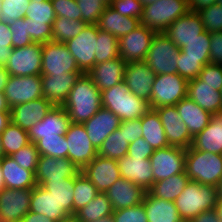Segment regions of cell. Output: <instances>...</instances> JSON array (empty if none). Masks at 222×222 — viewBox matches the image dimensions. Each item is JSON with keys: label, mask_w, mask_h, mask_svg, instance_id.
<instances>
[{"label": "cell", "mask_w": 222, "mask_h": 222, "mask_svg": "<svg viewBox=\"0 0 222 222\" xmlns=\"http://www.w3.org/2000/svg\"><path fill=\"white\" fill-rule=\"evenodd\" d=\"M73 192V216L99 193L95 185L81 171L74 177Z\"/></svg>", "instance_id": "ab89813d"}, {"label": "cell", "mask_w": 222, "mask_h": 222, "mask_svg": "<svg viewBox=\"0 0 222 222\" xmlns=\"http://www.w3.org/2000/svg\"><path fill=\"white\" fill-rule=\"evenodd\" d=\"M81 172L99 192H106L120 177L117 160L97 155Z\"/></svg>", "instance_id": "e0dca14e"}, {"label": "cell", "mask_w": 222, "mask_h": 222, "mask_svg": "<svg viewBox=\"0 0 222 222\" xmlns=\"http://www.w3.org/2000/svg\"><path fill=\"white\" fill-rule=\"evenodd\" d=\"M118 130L124 131L126 142L131 144L139 137H142L143 129L141 126V118L121 121Z\"/></svg>", "instance_id": "91938a15"}, {"label": "cell", "mask_w": 222, "mask_h": 222, "mask_svg": "<svg viewBox=\"0 0 222 222\" xmlns=\"http://www.w3.org/2000/svg\"><path fill=\"white\" fill-rule=\"evenodd\" d=\"M188 11V0H157L143 7L140 24L156 33H162Z\"/></svg>", "instance_id": "5b68a950"}, {"label": "cell", "mask_w": 222, "mask_h": 222, "mask_svg": "<svg viewBox=\"0 0 222 222\" xmlns=\"http://www.w3.org/2000/svg\"><path fill=\"white\" fill-rule=\"evenodd\" d=\"M146 191L134 182L119 178L105 192L113 210L129 208L143 202Z\"/></svg>", "instance_id": "cb8c5ba5"}, {"label": "cell", "mask_w": 222, "mask_h": 222, "mask_svg": "<svg viewBox=\"0 0 222 222\" xmlns=\"http://www.w3.org/2000/svg\"><path fill=\"white\" fill-rule=\"evenodd\" d=\"M112 1L113 0H102V2H104L107 6H109Z\"/></svg>", "instance_id": "deb4b68c"}, {"label": "cell", "mask_w": 222, "mask_h": 222, "mask_svg": "<svg viewBox=\"0 0 222 222\" xmlns=\"http://www.w3.org/2000/svg\"><path fill=\"white\" fill-rule=\"evenodd\" d=\"M101 103L121 121L142 118L150 109L149 102L133 94L124 81L102 90Z\"/></svg>", "instance_id": "7a4b0ae2"}, {"label": "cell", "mask_w": 222, "mask_h": 222, "mask_svg": "<svg viewBox=\"0 0 222 222\" xmlns=\"http://www.w3.org/2000/svg\"><path fill=\"white\" fill-rule=\"evenodd\" d=\"M185 159L186 149L182 147L168 146L154 150L150 156L153 183L185 172Z\"/></svg>", "instance_id": "30bf717a"}, {"label": "cell", "mask_w": 222, "mask_h": 222, "mask_svg": "<svg viewBox=\"0 0 222 222\" xmlns=\"http://www.w3.org/2000/svg\"><path fill=\"white\" fill-rule=\"evenodd\" d=\"M185 173L190 180L217 187L222 180V154L186 149Z\"/></svg>", "instance_id": "277c9868"}, {"label": "cell", "mask_w": 222, "mask_h": 222, "mask_svg": "<svg viewBox=\"0 0 222 222\" xmlns=\"http://www.w3.org/2000/svg\"><path fill=\"white\" fill-rule=\"evenodd\" d=\"M217 193H218V198L222 199V180L217 186Z\"/></svg>", "instance_id": "2a66077c"}, {"label": "cell", "mask_w": 222, "mask_h": 222, "mask_svg": "<svg viewBox=\"0 0 222 222\" xmlns=\"http://www.w3.org/2000/svg\"><path fill=\"white\" fill-rule=\"evenodd\" d=\"M218 0H188L189 11L198 12L208 6L217 4Z\"/></svg>", "instance_id": "e7e4bbea"}, {"label": "cell", "mask_w": 222, "mask_h": 222, "mask_svg": "<svg viewBox=\"0 0 222 222\" xmlns=\"http://www.w3.org/2000/svg\"><path fill=\"white\" fill-rule=\"evenodd\" d=\"M9 77L10 74L6 71L5 67H0V91L3 92Z\"/></svg>", "instance_id": "2644e50d"}, {"label": "cell", "mask_w": 222, "mask_h": 222, "mask_svg": "<svg viewBox=\"0 0 222 222\" xmlns=\"http://www.w3.org/2000/svg\"><path fill=\"white\" fill-rule=\"evenodd\" d=\"M156 32L140 24L118 39L119 56L126 63L145 61L151 41Z\"/></svg>", "instance_id": "5bb4252c"}, {"label": "cell", "mask_w": 222, "mask_h": 222, "mask_svg": "<svg viewBox=\"0 0 222 222\" xmlns=\"http://www.w3.org/2000/svg\"><path fill=\"white\" fill-rule=\"evenodd\" d=\"M143 205L148 222H183L173 201L154 197L146 191Z\"/></svg>", "instance_id": "836d02e7"}, {"label": "cell", "mask_w": 222, "mask_h": 222, "mask_svg": "<svg viewBox=\"0 0 222 222\" xmlns=\"http://www.w3.org/2000/svg\"><path fill=\"white\" fill-rule=\"evenodd\" d=\"M39 156L36 144L30 142L10 157L15 160L19 166L26 170H31L35 174Z\"/></svg>", "instance_id": "681fc988"}, {"label": "cell", "mask_w": 222, "mask_h": 222, "mask_svg": "<svg viewBox=\"0 0 222 222\" xmlns=\"http://www.w3.org/2000/svg\"><path fill=\"white\" fill-rule=\"evenodd\" d=\"M115 222H148L143 202L135 206L114 210Z\"/></svg>", "instance_id": "db71d44e"}, {"label": "cell", "mask_w": 222, "mask_h": 222, "mask_svg": "<svg viewBox=\"0 0 222 222\" xmlns=\"http://www.w3.org/2000/svg\"><path fill=\"white\" fill-rule=\"evenodd\" d=\"M128 148L129 144L126 142L124 131L117 129L105 139L98 150V155L104 158L119 160L127 155Z\"/></svg>", "instance_id": "b9f144b4"}, {"label": "cell", "mask_w": 222, "mask_h": 222, "mask_svg": "<svg viewBox=\"0 0 222 222\" xmlns=\"http://www.w3.org/2000/svg\"><path fill=\"white\" fill-rule=\"evenodd\" d=\"M56 17H65L82 21L81 10L76 0H51Z\"/></svg>", "instance_id": "11a10c76"}, {"label": "cell", "mask_w": 222, "mask_h": 222, "mask_svg": "<svg viewBox=\"0 0 222 222\" xmlns=\"http://www.w3.org/2000/svg\"><path fill=\"white\" fill-rule=\"evenodd\" d=\"M93 222H115V220H114L113 215L111 214V215L104 216V217H102L98 220H95Z\"/></svg>", "instance_id": "34e18365"}, {"label": "cell", "mask_w": 222, "mask_h": 222, "mask_svg": "<svg viewBox=\"0 0 222 222\" xmlns=\"http://www.w3.org/2000/svg\"><path fill=\"white\" fill-rule=\"evenodd\" d=\"M198 78L212 86L213 89L221 91L222 89V65L205 64L198 75Z\"/></svg>", "instance_id": "9f6ffc18"}, {"label": "cell", "mask_w": 222, "mask_h": 222, "mask_svg": "<svg viewBox=\"0 0 222 222\" xmlns=\"http://www.w3.org/2000/svg\"><path fill=\"white\" fill-rule=\"evenodd\" d=\"M0 112H10V107L2 91H0Z\"/></svg>", "instance_id": "8c879c8a"}, {"label": "cell", "mask_w": 222, "mask_h": 222, "mask_svg": "<svg viewBox=\"0 0 222 222\" xmlns=\"http://www.w3.org/2000/svg\"><path fill=\"white\" fill-rule=\"evenodd\" d=\"M139 1L145 6V5L156 2L157 0H139Z\"/></svg>", "instance_id": "b9fcfbb0"}, {"label": "cell", "mask_w": 222, "mask_h": 222, "mask_svg": "<svg viewBox=\"0 0 222 222\" xmlns=\"http://www.w3.org/2000/svg\"><path fill=\"white\" fill-rule=\"evenodd\" d=\"M120 177L148 191L153 184V171L150 159H141L125 155L117 160Z\"/></svg>", "instance_id": "603a6c76"}, {"label": "cell", "mask_w": 222, "mask_h": 222, "mask_svg": "<svg viewBox=\"0 0 222 222\" xmlns=\"http://www.w3.org/2000/svg\"><path fill=\"white\" fill-rule=\"evenodd\" d=\"M81 72L65 43L49 41L42 45L41 76Z\"/></svg>", "instance_id": "ba28073f"}, {"label": "cell", "mask_w": 222, "mask_h": 222, "mask_svg": "<svg viewBox=\"0 0 222 222\" xmlns=\"http://www.w3.org/2000/svg\"><path fill=\"white\" fill-rule=\"evenodd\" d=\"M10 109L43 97L41 75L11 76L3 90Z\"/></svg>", "instance_id": "8fae6325"}, {"label": "cell", "mask_w": 222, "mask_h": 222, "mask_svg": "<svg viewBox=\"0 0 222 222\" xmlns=\"http://www.w3.org/2000/svg\"><path fill=\"white\" fill-rule=\"evenodd\" d=\"M113 208L105 192H99L86 206L78 210L74 217L79 222H93L113 214Z\"/></svg>", "instance_id": "74e56055"}, {"label": "cell", "mask_w": 222, "mask_h": 222, "mask_svg": "<svg viewBox=\"0 0 222 222\" xmlns=\"http://www.w3.org/2000/svg\"><path fill=\"white\" fill-rule=\"evenodd\" d=\"M81 10L82 21L87 24H97L99 17L107 5L102 0H76Z\"/></svg>", "instance_id": "f907efd6"}, {"label": "cell", "mask_w": 222, "mask_h": 222, "mask_svg": "<svg viewBox=\"0 0 222 222\" xmlns=\"http://www.w3.org/2000/svg\"><path fill=\"white\" fill-rule=\"evenodd\" d=\"M153 151V148L144 140V138L139 137L129 144L127 155L134 158L150 159Z\"/></svg>", "instance_id": "94428289"}, {"label": "cell", "mask_w": 222, "mask_h": 222, "mask_svg": "<svg viewBox=\"0 0 222 222\" xmlns=\"http://www.w3.org/2000/svg\"><path fill=\"white\" fill-rule=\"evenodd\" d=\"M13 47L0 48V67H5L11 56Z\"/></svg>", "instance_id": "a7ac6f4b"}, {"label": "cell", "mask_w": 222, "mask_h": 222, "mask_svg": "<svg viewBox=\"0 0 222 222\" xmlns=\"http://www.w3.org/2000/svg\"><path fill=\"white\" fill-rule=\"evenodd\" d=\"M62 107L74 124H83L102 108L101 91L88 73L80 75Z\"/></svg>", "instance_id": "6da1fadb"}, {"label": "cell", "mask_w": 222, "mask_h": 222, "mask_svg": "<svg viewBox=\"0 0 222 222\" xmlns=\"http://www.w3.org/2000/svg\"><path fill=\"white\" fill-rule=\"evenodd\" d=\"M30 19L32 23L52 25L56 16L51 0L31 1L28 2L27 13L24 16Z\"/></svg>", "instance_id": "bcb514c9"}, {"label": "cell", "mask_w": 222, "mask_h": 222, "mask_svg": "<svg viewBox=\"0 0 222 222\" xmlns=\"http://www.w3.org/2000/svg\"><path fill=\"white\" fill-rule=\"evenodd\" d=\"M88 24L75 19L56 17L52 24V41L65 43L75 38Z\"/></svg>", "instance_id": "60d3db41"}, {"label": "cell", "mask_w": 222, "mask_h": 222, "mask_svg": "<svg viewBox=\"0 0 222 222\" xmlns=\"http://www.w3.org/2000/svg\"><path fill=\"white\" fill-rule=\"evenodd\" d=\"M190 222H220L219 217L214 209L201 212L195 216Z\"/></svg>", "instance_id": "03108f58"}, {"label": "cell", "mask_w": 222, "mask_h": 222, "mask_svg": "<svg viewBox=\"0 0 222 222\" xmlns=\"http://www.w3.org/2000/svg\"><path fill=\"white\" fill-rule=\"evenodd\" d=\"M13 47L12 33L9 25L4 21H0V48Z\"/></svg>", "instance_id": "be15d7a7"}, {"label": "cell", "mask_w": 222, "mask_h": 222, "mask_svg": "<svg viewBox=\"0 0 222 222\" xmlns=\"http://www.w3.org/2000/svg\"><path fill=\"white\" fill-rule=\"evenodd\" d=\"M140 25V19L122 16L110 5L105 8L99 17V30L108 32L116 38L129 34Z\"/></svg>", "instance_id": "d6a6232c"}, {"label": "cell", "mask_w": 222, "mask_h": 222, "mask_svg": "<svg viewBox=\"0 0 222 222\" xmlns=\"http://www.w3.org/2000/svg\"><path fill=\"white\" fill-rule=\"evenodd\" d=\"M80 171L68 158L40 155L35 180H66L75 177Z\"/></svg>", "instance_id": "484cf974"}, {"label": "cell", "mask_w": 222, "mask_h": 222, "mask_svg": "<svg viewBox=\"0 0 222 222\" xmlns=\"http://www.w3.org/2000/svg\"><path fill=\"white\" fill-rule=\"evenodd\" d=\"M214 210L217 213V216L219 217V221L222 222V199H217V203L215 205Z\"/></svg>", "instance_id": "753ad0ef"}, {"label": "cell", "mask_w": 222, "mask_h": 222, "mask_svg": "<svg viewBox=\"0 0 222 222\" xmlns=\"http://www.w3.org/2000/svg\"><path fill=\"white\" fill-rule=\"evenodd\" d=\"M30 212L47 216L56 222L72 217L62 206L58 204L55 198L50 193L36 185L32 188Z\"/></svg>", "instance_id": "83f0119b"}, {"label": "cell", "mask_w": 222, "mask_h": 222, "mask_svg": "<svg viewBox=\"0 0 222 222\" xmlns=\"http://www.w3.org/2000/svg\"><path fill=\"white\" fill-rule=\"evenodd\" d=\"M82 72L41 76L43 97L55 106H62Z\"/></svg>", "instance_id": "d4e9b609"}, {"label": "cell", "mask_w": 222, "mask_h": 222, "mask_svg": "<svg viewBox=\"0 0 222 222\" xmlns=\"http://www.w3.org/2000/svg\"><path fill=\"white\" fill-rule=\"evenodd\" d=\"M0 140L4 156H11L30 143L27 130L12 122L2 131Z\"/></svg>", "instance_id": "f35d334b"}, {"label": "cell", "mask_w": 222, "mask_h": 222, "mask_svg": "<svg viewBox=\"0 0 222 222\" xmlns=\"http://www.w3.org/2000/svg\"><path fill=\"white\" fill-rule=\"evenodd\" d=\"M180 48L163 32L153 37L145 63L156 75L177 73Z\"/></svg>", "instance_id": "52a82bcc"}, {"label": "cell", "mask_w": 222, "mask_h": 222, "mask_svg": "<svg viewBox=\"0 0 222 222\" xmlns=\"http://www.w3.org/2000/svg\"><path fill=\"white\" fill-rule=\"evenodd\" d=\"M217 3H218L219 5H222V0H218Z\"/></svg>", "instance_id": "b62a3aed"}, {"label": "cell", "mask_w": 222, "mask_h": 222, "mask_svg": "<svg viewBox=\"0 0 222 222\" xmlns=\"http://www.w3.org/2000/svg\"><path fill=\"white\" fill-rule=\"evenodd\" d=\"M187 96L211 114L222 112L221 92L204 84L198 77L188 81Z\"/></svg>", "instance_id": "f546056e"}, {"label": "cell", "mask_w": 222, "mask_h": 222, "mask_svg": "<svg viewBox=\"0 0 222 222\" xmlns=\"http://www.w3.org/2000/svg\"><path fill=\"white\" fill-rule=\"evenodd\" d=\"M42 45L32 43L30 45L13 48L5 69L11 76L41 75Z\"/></svg>", "instance_id": "7c38bea8"}, {"label": "cell", "mask_w": 222, "mask_h": 222, "mask_svg": "<svg viewBox=\"0 0 222 222\" xmlns=\"http://www.w3.org/2000/svg\"><path fill=\"white\" fill-rule=\"evenodd\" d=\"M118 57H120L118 38L108 32L99 30L95 49V64Z\"/></svg>", "instance_id": "7bdbcfd3"}, {"label": "cell", "mask_w": 222, "mask_h": 222, "mask_svg": "<svg viewBox=\"0 0 222 222\" xmlns=\"http://www.w3.org/2000/svg\"><path fill=\"white\" fill-rule=\"evenodd\" d=\"M29 0H1L0 21L9 24L23 18L28 9Z\"/></svg>", "instance_id": "7dc6e473"}, {"label": "cell", "mask_w": 222, "mask_h": 222, "mask_svg": "<svg viewBox=\"0 0 222 222\" xmlns=\"http://www.w3.org/2000/svg\"><path fill=\"white\" fill-rule=\"evenodd\" d=\"M0 165L4 177L5 188L32 189L37 184L35 174L19 166L10 156H3Z\"/></svg>", "instance_id": "1f68e13d"}, {"label": "cell", "mask_w": 222, "mask_h": 222, "mask_svg": "<svg viewBox=\"0 0 222 222\" xmlns=\"http://www.w3.org/2000/svg\"><path fill=\"white\" fill-rule=\"evenodd\" d=\"M98 31L97 24H88L75 38L65 42L82 73H88L95 65Z\"/></svg>", "instance_id": "9c48e42d"}, {"label": "cell", "mask_w": 222, "mask_h": 222, "mask_svg": "<svg viewBox=\"0 0 222 222\" xmlns=\"http://www.w3.org/2000/svg\"><path fill=\"white\" fill-rule=\"evenodd\" d=\"M65 138L68 142V159L79 170H82L98 155V150L90 141L83 124L70 123Z\"/></svg>", "instance_id": "4fadbf2b"}, {"label": "cell", "mask_w": 222, "mask_h": 222, "mask_svg": "<svg viewBox=\"0 0 222 222\" xmlns=\"http://www.w3.org/2000/svg\"><path fill=\"white\" fill-rule=\"evenodd\" d=\"M210 35V63L222 65V31Z\"/></svg>", "instance_id": "6125c7cd"}, {"label": "cell", "mask_w": 222, "mask_h": 222, "mask_svg": "<svg viewBox=\"0 0 222 222\" xmlns=\"http://www.w3.org/2000/svg\"><path fill=\"white\" fill-rule=\"evenodd\" d=\"M4 156L3 153V148H2V144H1V140H0V159Z\"/></svg>", "instance_id": "979ff035"}, {"label": "cell", "mask_w": 222, "mask_h": 222, "mask_svg": "<svg viewBox=\"0 0 222 222\" xmlns=\"http://www.w3.org/2000/svg\"><path fill=\"white\" fill-rule=\"evenodd\" d=\"M204 32L201 17L197 12L188 11L171 23L163 32L178 48H182L187 42L198 38Z\"/></svg>", "instance_id": "ffe728a7"}, {"label": "cell", "mask_w": 222, "mask_h": 222, "mask_svg": "<svg viewBox=\"0 0 222 222\" xmlns=\"http://www.w3.org/2000/svg\"><path fill=\"white\" fill-rule=\"evenodd\" d=\"M204 26V31L215 33L222 31V5L213 4L197 12Z\"/></svg>", "instance_id": "c3c4849f"}, {"label": "cell", "mask_w": 222, "mask_h": 222, "mask_svg": "<svg viewBox=\"0 0 222 222\" xmlns=\"http://www.w3.org/2000/svg\"><path fill=\"white\" fill-rule=\"evenodd\" d=\"M32 189H9L0 191V220L21 222L30 210Z\"/></svg>", "instance_id": "2e32d148"}, {"label": "cell", "mask_w": 222, "mask_h": 222, "mask_svg": "<svg viewBox=\"0 0 222 222\" xmlns=\"http://www.w3.org/2000/svg\"><path fill=\"white\" fill-rule=\"evenodd\" d=\"M53 106L44 97L14 106L10 109L11 122L28 131L41 121Z\"/></svg>", "instance_id": "7402d4cb"}, {"label": "cell", "mask_w": 222, "mask_h": 222, "mask_svg": "<svg viewBox=\"0 0 222 222\" xmlns=\"http://www.w3.org/2000/svg\"><path fill=\"white\" fill-rule=\"evenodd\" d=\"M189 180L185 172L172 175L168 179L153 183L148 192L154 197L174 202L184 191Z\"/></svg>", "instance_id": "8d00e7d4"}, {"label": "cell", "mask_w": 222, "mask_h": 222, "mask_svg": "<svg viewBox=\"0 0 222 222\" xmlns=\"http://www.w3.org/2000/svg\"><path fill=\"white\" fill-rule=\"evenodd\" d=\"M69 114L62 106H53L47 115L37 122L28 132L29 140L36 143L39 139L65 135L70 125Z\"/></svg>", "instance_id": "ac0fdd59"}, {"label": "cell", "mask_w": 222, "mask_h": 222, "mask_svg": "<svg viewBox=\"0 0 222 222\" xmlns=\"http://www.w3.org/2000/svg\"><path fill=\"white\" fill-rule=\"evenodd\" d=\"M0 222H14V221L0 220Z\"/></svg>", "instance_id": "67dfc351"}, {"label": "cell", "mask_w": 222, "mask_h": 222, "mask_svg": "<svg viewBox=\"0 0 222 222\" xmlns=\"http://www.w3.org/2000/svg\"><path fill=\"white\" fill-rule=\"evenodd\" d=\"M60 222H79L74 216Z\"/></svg>", "instance_id": "09005b40"}, {"label": "cell", "mask_w": 222, "mask_h": 222, "mask_svg": "<svg viewBox=\"0 0 222 222\" xmlns=\"http://www.w3.org/2000/svg\"><path fill=\"white\" fill-rule=\"evenodd\" d=\"M29 36L33 43L44 44L52 41V25L32 23L30 19H27Z\"/></svg>", "instance_id": "680465c9"}, {"label": "cell", "mask_w": 222, "mask_h": 222, "mask_svg": "<svg viewBox=\"0 0 222 222\" xmlns=\"http://www.w3.org/2000/svg\"><path fill=\"white\" fill-rule=\"evenodd\" d=\"M120 123L117 115L102 107L83 126L93 146L99 150L105 139L119 128Z\"/></svg>", "instance_id": "44dd1931"}, {"label": "cell", "mask_w": 222, "mask_h": 222, "mask_svg": "<svg viewBox=\"0 0 222 222\" xmlns=\"http://www.w3.org/2000/svg\"><path fill=\"white\" fill-rule=\"evenodd\" d=\"M188 81L178 73L156 75L150 97V109L174 106L187 97Z\"/></svg>", "instance_id": "8992f818"}, {"label": "cell", "mask_w": 222, "mask_h": 222, "mask_svg": "<svg viewBox=\"0 0 222 222\" xmlns=\"http://www.w3.org/2000/svg\"><path fill=\"white\" fill-rule=\"evenodd\" d=\"M217 199V187L189 180L174 203L183 222H190L201 212L214 209Z\"/></svg>", "instance_id": "3957f363"}, {"label": "cell", "mask_w": 222, "mask_h": 222, "mask_svg": "<svg viewBox=\"0 0 222 222\" xmlns=\"http://www.w3.org/2000/svg\"><path fill=\"white\" fill-rule=\"evenodd\" d=\"M210 37V33L204 31L198 38L187 42L180 48L182 57L199 59V62H210Z\"/></svg>", "instance_id": "ee69618b"}, {"label": "cell", "mask_w": 222, "mask_h": 222, "mask_svg": "<svg viewBox=\"0 0 222 222\" xmlns=\"http://www.w3.org/2000/svg\"><path fill=\"white\" fill-rule=\"evenodd\" d=\"M192 147L200 151L222 154V112L212 114L209 124L193 137Z\"/></svg>", "instance_id": "f1b7e54d"}, {"label": "cell", "mask_w": 222, "mask_h": 222, "mask_svg": "<svg viewBox=\"0 0 222 222\" xmlns=\"http://www.w3.org/2000/svg\"><path fill=\"white\" fill-rule=\"evenodd\" d=\"M126 62L121 57L98 63L88 72L96 87L102 91L124 81Z\"/></svg>", "instance_id": "4316f807"}, {"label": "cell", "mask_w": 222, "mask_h": 222, "mask_svg": "<svg viewBox=\"0 0 222 222\" xmlns=\"http://www.w3.org/2000/svg\"><path fill=\"white\" fill-rule=\"evenodd\" d=\"M163 125L167 141L170 146L189 148L192 146L193 137L187 125L178 114L176 106H164L154 109Z\"/></svg>", "instance_id": "9a60e30c"}, {"label": "cell", "mask_w": 222, "mask_h": 222, "mask_svg": "<svg viewBox=\"0 0 222 222\" xmlns=\"http://www.w3.org/2000/svg\"><path fill=\"white\" fill-rule=\"evenodd\" d=\"M110 6L122 16L141 19L144 5L139 0H113Z\"/></svg>", "instance_id": "6f0895ef"}, {"label": "cell", "mask_w": 222, "mask_h": 222, "mask_svg": "<svg viewBox=\"0 0 222 222\" xmlns=\"http://www.w3.org/2000/svg\"><path fill=\"white\" fill-rule=\"evenodd\" d=\"M11 123L10 112H0V135L2 131Z\"/></svg>", "instance_id": "89a4df30"}, {"label": "cell", "mask_w": 222, "mask_h": 222, "mask_svg": "<svg viewBox=\"0 0 222 222\" xmlns=\"http://www.w3.org/2000/svg\"><path fill=\"white\" fill-rule=\"evenodd\" d=\"M12 33L13 48H21L33 43L29 36V28L27 18H19L8 24Z\"/></svg>", "instance_id": "816d5d0a"}, {"label": "cell", "mask_w": 222, "mask_h": 222, "mask_svg": "<svg viewBox=\"0 0 222 222\" xmlns=\"http://www.w3.org/2000/svg\"><path fill=\"white\" fill-rule=\"evenodd\" d=\"M177 73L181 75L187 81L196 79L201 72L203 66L210 62H199V59L184 58L182 57V51L180 50L179 57L177 59Z\"/></svg>", "instance_id": "f5cc1de1"}, {"label": "cell", "mask_w": 222, "mask_h": 222, "mask_svg": "<svg viewBox=\"0 0 222 222\" xmlns=\"http://www.w3.org/2000/svg\"><path fill=\"white\" fill-rule=\"evenodd\" d=\"M39 155H48L54 158H68V142L65 135L44 137L36 143Z\"/></svg>", "instance_id": "f6af8a7d"}, {"label": "cell", "mask_w": 222, "mask_h": 222, "mask_svg": "<svg viewBox=\"0 0 222 222\" xmlns=\"http://www.w3.org/2000/svg\"><path fill=\"white\" fill-rule=\"evenodd\" d=\"M175 106L192 137L200 133L211 120L212 114L202 109L188 96L183 98Z\"/></svg>", "instance_id": "4dcf8cb0"}, {"label": "cell", "mask_w": 222, "mask_h": 222, "mask_svg": "<svg viewBox=\"0 0 222 222\" xmlns=\"http://www.w3.org/2000/svg\"><path fill=\"white\" fill-rule=\"evenodd\" d=\"M5 188L4 177L0 165V191Z\"/></svg>", "instance_id": "11e5206c"}, {"label": "cell", "mask_w": 222, "mask_h": 222, "mask_svg": "<svg viewBox=\"0 0 222 222\" xmlns=\"http://www.w3.org/2000/svg\"><path fill=\"white\" fill-rule=\"evenodd\" d=\"M156 74L144 61L128 62L124 71V82L136 96L150 102Z\"/></svg>", "instance_id": "d6986e66"}, {"label": "cell", "mask_w": 222, "mask_h": 222, "mask_svg": "<svg viewBox=\"0 0 222 222\" xmlns=\"http://www.w3.org/2000/svg\"><path fill=\"white\" fill-rule=\"evenodd\" d=\"M21 222H56L49 219L47 216L37 214L34 212H28L21 220Z\"/></svg>", "instance_id": "003e7915"}, {"label": "cell", "mask_w": 222, "mask_h": 222, "mask_svg": "<svg viewBox=\"0 0 222 222\" xmlns=\"http://www.w3.org/2000/svg\"><path fill=\"white\" fill-rule=\"evenodd\" d=\"M37 185L47 190L60 206L73 216L74 177L66 180H35Z\"/></svg>", "instance_id": "e575fe53"}, {"label": "cell", "mask_w": 222, "mask_h": 222, "mask_svg": "<svg viewBox=\"0 0 222 222\" xmlns=\"http://www.w3.org/2000/svg\"><path fill=\"white\" fill-rule=\"evenodd\" d=\"M142 137L153 150L170 146L161 120L154 109H149L141 118Z\"/></svg>", "instance_id": "d590c367"}]
</instances>
